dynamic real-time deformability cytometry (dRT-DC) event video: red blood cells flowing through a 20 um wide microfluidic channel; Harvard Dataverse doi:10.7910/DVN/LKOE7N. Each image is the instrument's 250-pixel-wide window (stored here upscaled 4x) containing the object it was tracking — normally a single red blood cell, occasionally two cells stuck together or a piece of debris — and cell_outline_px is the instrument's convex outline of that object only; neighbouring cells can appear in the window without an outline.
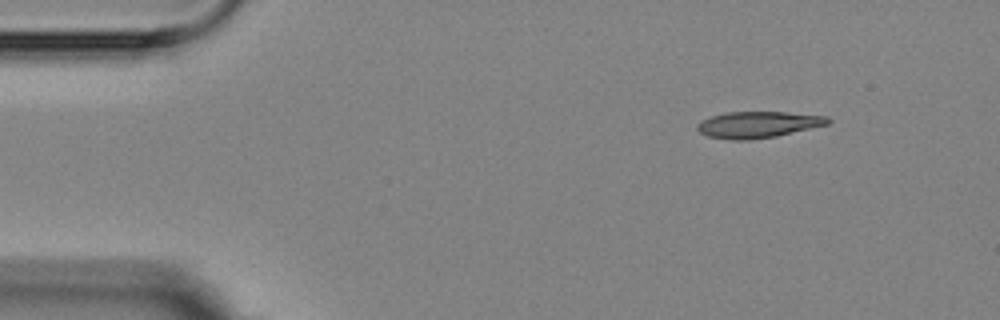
{"species": "Egyptian fruit bat (a non-hibernating species)", "species_latin": "Rousettus aegyptiacus", "temperature_condition": "room temperature", "stored_images_in_passage": 5, "segment_of_instrument_passage": [2, 2], "camera_frame_rate_fps": 3000, "um_per_image_px": 0.085, "animal": {"sex": "female"}, "frame": {"image": 1, "passage_image": 5, "time_ms": 7.0, "image_size_px": [1000, 320], "cell_outline_px": [[832, 120], [828, 124], [776, 136], [748, 140], [732, 140], [708, 136], [700, 132], [696, 128], [696, 124], [700, 120], [712, 116], [728, 112], [788, 112], [828, 116]], "centroid_in_image_um": [64.43, 10.58], "position_along_channel_um": 20.6, "area_um2": 20.06}}